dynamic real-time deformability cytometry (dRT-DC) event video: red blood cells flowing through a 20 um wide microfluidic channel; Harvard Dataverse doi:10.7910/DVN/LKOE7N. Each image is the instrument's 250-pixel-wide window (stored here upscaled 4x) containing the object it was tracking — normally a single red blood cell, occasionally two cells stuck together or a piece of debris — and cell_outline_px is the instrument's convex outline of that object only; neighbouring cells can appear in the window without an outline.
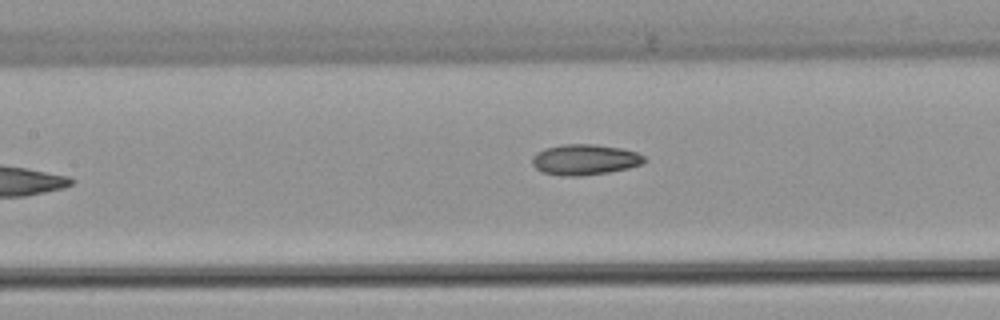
{"species": "common noctule bat (a hibernating species)", "species_latin": "Nyctalus noctula", "temperature_condition": "warm", "stored_images_in_passage": 8, "camera_frame_rate_fps": 3000, "um_per_image_px": 0.085, "animal": {"sex": "female", "body_mass_g": 22.7, "forearm_length_mm": 54.2}, "frame": {"image": 1, "passage_image": 8, "time_ms": 8.667, "image_size_px": [1000, 320], "cell_outline_px": [[648, 160], [640, 164], [628, 168], [608, 172], [580, 176], [560, 176], [540, 172], [532, 164], [532, 156], [536, 152], [544, 148], [564, 144], [596, 144], [624, 148], [636, 152], [644, 156]], "centroid_in_image_um": [49.68, 13.56], "position_along_channel_um": 157.7, "area_um2": 20.29}}